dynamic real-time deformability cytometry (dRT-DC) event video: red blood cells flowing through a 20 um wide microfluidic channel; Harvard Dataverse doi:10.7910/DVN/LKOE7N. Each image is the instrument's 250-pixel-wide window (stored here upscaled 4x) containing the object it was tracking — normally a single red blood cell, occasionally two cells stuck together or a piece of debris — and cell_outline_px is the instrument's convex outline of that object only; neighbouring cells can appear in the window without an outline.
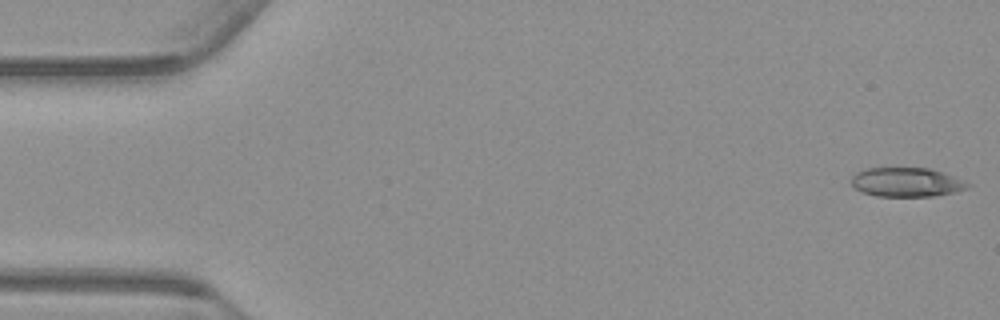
{"species": "common noctule bat (a hibernating species)", "species_latin": "Nyctalus noctula", "temperature_condition": "warm", "stored_images_in_passage": 54, "camera_frame_rate_fps": 3000, "um_per_image_px": 0.085, "animal": {"sex": "male", "body_mass_g": 23.1, "forearm_length_mm": 52.7}, "frame": {"image": 1, "passage_image": 1, "time_ms": 0.0, "image_size_px": [1000, 320], "cell_outline_px": [[972, 184], [968, 188], [956, 192], [936, 196], [876, 196], [864, 192], [856, 188], [852, 184], [852, 176], [856, 172], [864, 168], [928, 168], [944, 172]], "centroid_in_image_um": [77.09, 15.48], "position_along_channel_um": 7.9, "area_um2": 19.83}}
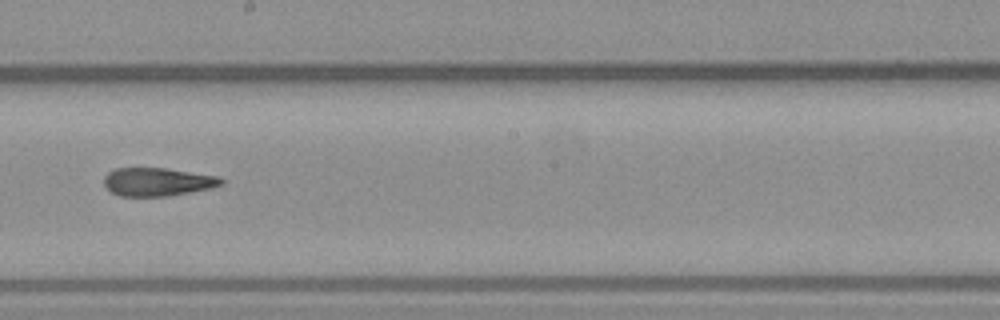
{"frame": {"image": 2, "passage_image": 30, "time_ms": 9.667, "image_size_px": [1000, 320], "cell_outline_px": [[224, 184], [212, 188], [168, 196], [120, 196], [112, 192], [104, 184], [104, 176], [108, 172], [116, 168], [164, 168], [220, 176], [224, 180]], "centroid_in_image_um": [13.42, 15.45], "position_along_channel_um": 234.8, "area_um2": 19.36}}
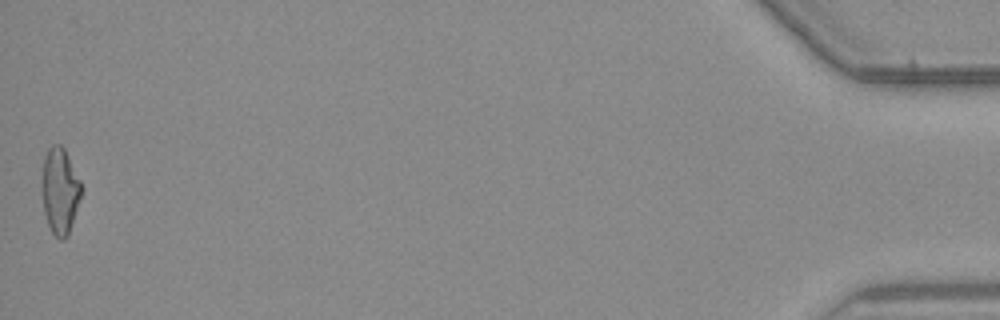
{"frame": {"image": 3, "passage_image": 54, "time_ms": 17.667, "image_size_px": [1000, 320], "cell_outline_px": [[84, 188], [68, 236], [64, 240], [60, 240], [52, 232], [48, 224], [44, 212], [40, 188], [40, 184], [44, 156], [48, 148], [52, 144], [60, 144], [64, 148]], "centroid_in_image_um": [5.08, 16.21], "position_along_channel_um": 430.1, "area_um2": 20.29}, "authors_computed_cell_mechanics": {"area_um2": 20.1433, "velocity_mm_per_s": 3.7657, "shape_relaxation_time_tau1_ms": null, "shape_relaxation_time_tau2_ms": 4.5726, "deformation_change_tau1": null, "deformation_change_tau2": 0.1566}}